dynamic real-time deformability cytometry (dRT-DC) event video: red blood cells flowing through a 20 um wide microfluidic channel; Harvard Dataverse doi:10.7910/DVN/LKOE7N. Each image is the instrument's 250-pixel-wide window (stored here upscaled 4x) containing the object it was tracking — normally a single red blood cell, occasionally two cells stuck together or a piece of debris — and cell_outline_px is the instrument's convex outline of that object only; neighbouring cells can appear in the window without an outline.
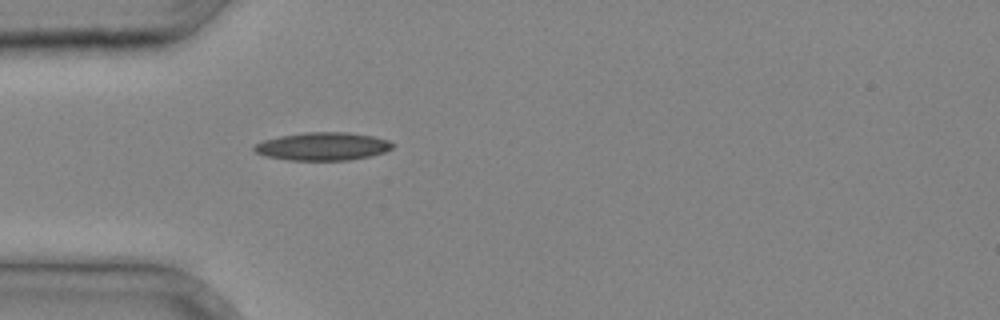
{"species": "common noctule bat (a hibernating species)", "species_latin": "Nyctalus noctula", "temperature_condition": "cold", "stored_images_in_passage": 25, "camera_frame_rate_fps": 3000, "um_per_image_px": 0.085, "animal": {"sex": "male", "body_mass_g": 20.4}, "frame": {"image": 1, "passage_image": 1, "time_ms": 0.0, "image_size_px": [1000, 320], "cell_outline_px": [[396, 144], [392, 148], [384, 152], [372, 156], [348, 160], [288, 160], [268, 156], [256, 152], [252, 148], [256, 144], [264, 140], [280, 136], [308, 132], [348, 132], [372, 136], [388, 140]], "centroid_in_image_um": [27.47, 12.44], "position_along_channel_um": 57.5, "area_um2": 22.48}}
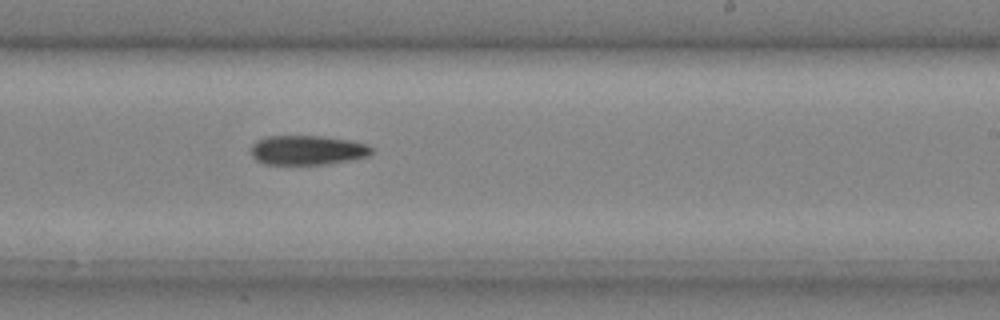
{"frame": {"image": 2, "passage_image": 13, "time_ms": 4.0, "image_size_px": [1000, 320], "cell_outline_px": [[372, 152], [368, 156], [352, 160], [328, 164], [264, 164], [256, 160], [252, 156], [252, 144], [256, 140], [268, 136], [320, 136], [348, 140], [368, 144], [372, 148]], "centroid_in_image_um": [26.13, 12.76], "position_along_channel_um": 262.9, "area_um2": 20.75}}
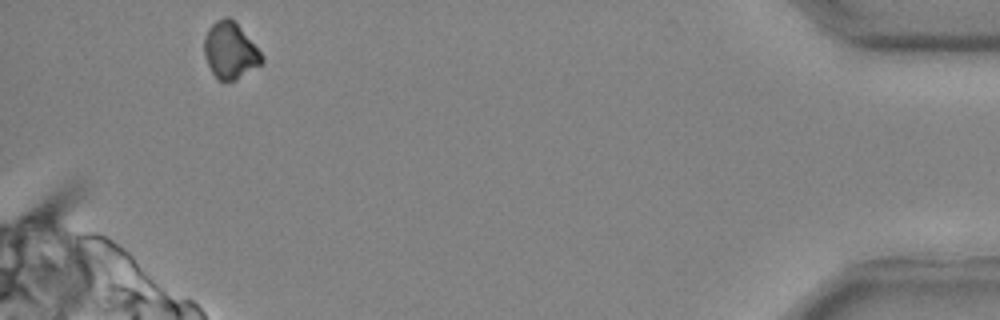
{"frame": {"image": 3, "passage_image": 25, "time_ms": 8.0, "image_size_px": [1000, 320], "cell_outline_px": [[264, 60], [260, 64], [236, 80], [220, 80], [212, 72], [204, 56], [204, 36], [208, 28], [216, 20], [224, 16], [228, 16], [240, 28], [264, 56]], "centroid_in_image_um": [19.54, 4.28], "position_along_channel_um": 415.7, "area_um2": 18.61}}